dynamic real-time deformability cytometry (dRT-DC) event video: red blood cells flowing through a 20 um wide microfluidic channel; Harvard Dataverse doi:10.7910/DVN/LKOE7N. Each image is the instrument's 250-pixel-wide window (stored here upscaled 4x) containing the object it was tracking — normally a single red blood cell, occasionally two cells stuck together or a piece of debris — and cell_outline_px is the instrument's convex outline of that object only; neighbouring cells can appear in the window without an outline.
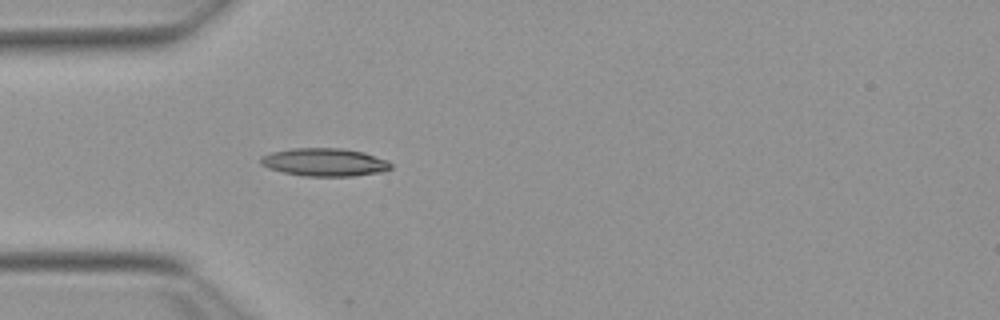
{"species": "Egyptian fruit bat (a non-hibernating species)", "species_latin": "Rousettus aegyptiacus", "temperature_condition": "warm", "stored_images_in_passage": 20, "camera_frame_rate_fps": 3000, "um_per_image_px": 0.085, "animal": {"sex": "female"}, "frame": {"image": 1, "passage_image": 1, "time_ms": 0.0, "image_size_px": [1000, 320], "cell_outline_px": [[392, 168], [384, 172], [352, 176], [304, 176], [284, 172], [268, 168], [260, 164], [260, 156], [272, 152], [292, 148], [340, 148], [364, 152], [388, 160], [392, 164]], "centroid_in_image_um": [27.61, 13.79], "position_along_channel_um": 57.4, "area_um2": 21.39}}
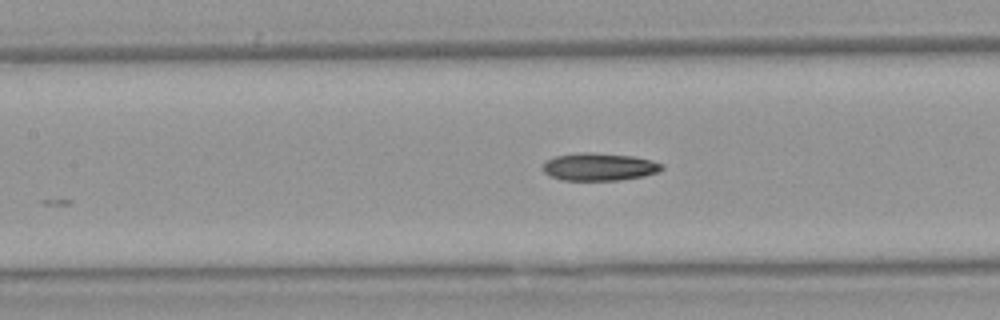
{"frame": {"image": 2, "passage_image": 9, "time_ms": 2.667, "image_size_px": [1000, 320], "cell_outline_px": [[664, 168], [660, 172], [644, 176], [620, 180], [564, 180], [552, 176], [544, 172], [544, 164], [548, 160], [556, 156], [576, 152], [592, 152], [632, 156], [652, 160], [664, 164]], "centroid_in_image_um": [51.0, 14.17], "position_along_channel_um": 156.4, "area_um2": 19.19}}
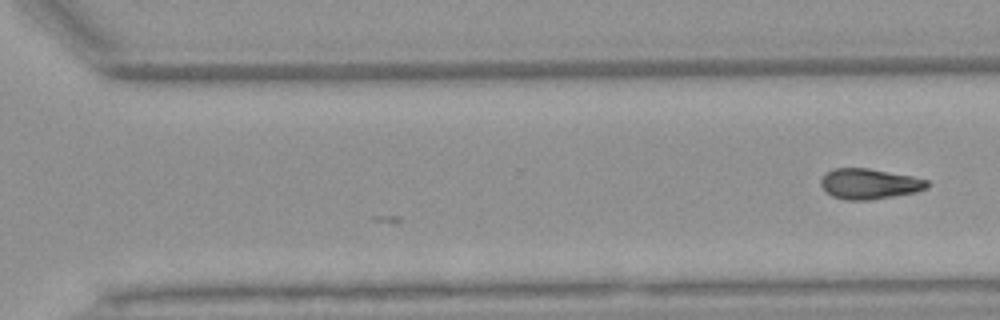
{"frame": {"image": 3, "passage_image": 20, "time_ms": 6.333, "image_size_px": [1000, 320], "cell_outline_px": [[928, 188], [916, 192], [872, 200], [844, 200], [832, 196], [820, 184], [820, 180], [824, 172], [832, 168], [868, 168], [912, 176], [928, 180]], "centroid_in_image_um": [73.87, 15.62], "position_along_channel_um": 296.7, "area_um2": 19.02}}